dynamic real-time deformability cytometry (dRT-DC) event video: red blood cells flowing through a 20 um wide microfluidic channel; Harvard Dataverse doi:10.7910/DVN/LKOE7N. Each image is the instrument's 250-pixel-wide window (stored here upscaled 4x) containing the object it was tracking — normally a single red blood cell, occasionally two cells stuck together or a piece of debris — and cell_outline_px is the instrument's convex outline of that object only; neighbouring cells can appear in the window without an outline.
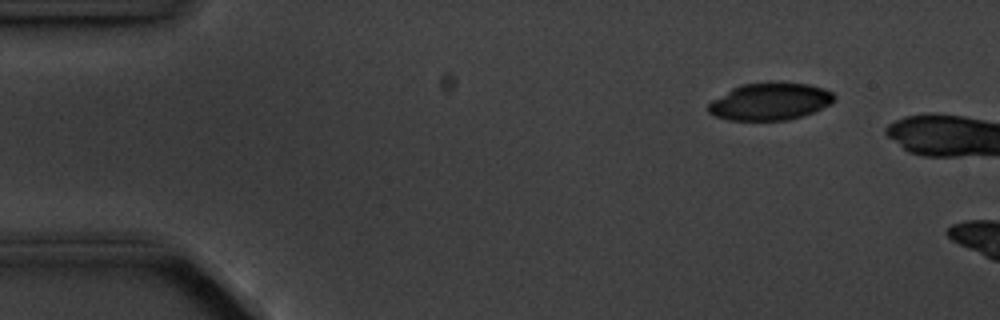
{"species": "common noctule bat (a hibernating species)", "species_latin": "Nyctalus noctula", "temperature_condition": "cold", "stored_images_in_passage": 3, "camera_frame_rate_fps": 3000, "um_per_image_px": 0.085, "animal": {"sex": "male", "body_mass_g": 20.1, "forearm_length_mm": 53.5}, "frame": {"image": 1, "passage_image": 1, "time_ms": 0.0, "image_size_px": [1000, 320], "cell_outline_px": [[836, 96], [832, 104], [812, 112], [788, 120], [728, 120], [716, 116], [708, 112], [708, 104], [712, 100], [732, 88], [740, 84], [768, 80], [776, 80], [808, 84], [824, 88], [832, 92]], "centroid_in_image_um": [65.46, 8.59], "position_along_channel_um": 19.5, "area_um2": 27.92}}